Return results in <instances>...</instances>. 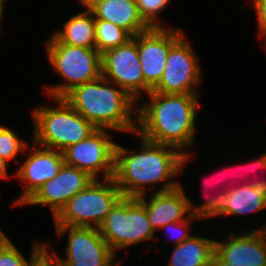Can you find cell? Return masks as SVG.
<instances>
[{"mask_svg":"<svg viewBox=\"0 0 266 266\" xmlns=\"http://www.w3.org/2000/svg\"><path fill=\"white\" fill-rule=\"evenodd\" d=\"M140 16L150 27H163L159 15L171 0H136Z\"/></svg>","mask_w":266,"mask_h":266,"instance_id":"obj_25","label":"cell"},{"mask_svg":"<svg viewBox=\"0 0 266 266\" xmlns=\"http://www.w3.org/2000/svg\"><path fill=\"white\" fill-rule=\"evenodd\" d=\"M85 12L71 16L65 22L64 28L55 30L52 35L61 43L95 49V18L92 12L84 6Z\"/></svg>","mask_w":266,"mask_h":266,"instance_id":"obj_20","label":"cell"},{"mask_svg":"<svg viewBox=\"0 0 266 266\" xmlns=\"http://www.w3.org/2000/svg\"><path fill=\"white\" fill-rule=\"evenodd\" d=\"M123 197L114 179H94L53 218L55 225L98 228Z\"/></svg>","mask_w":266,"mask_h":266,"instance_id":"obj_6","label":"cell"},{"mask_svg":"<svg viewBox=\"0 0 266 266\" xmlns=\"http://www.w3.org/2000/svg\"><path fill=\"white\" fill-rule=\"evenodd\" d=\"M223 241H215V254L234 266H266V234L251 229L237 235L233 232Z\"/></svg>","mask_w":266,"mask_h":266,"instance_id":"obj_15","label":"cell"},{"mask_svg":"<svg viewBox=\"0 0 266 266\" xmlns=\"http://www.w3.org/2000/svg\"><path fill=\"white\" fill-rule=\"evenodd\" d=\"M140 148L129 151L116 144L113 179L123 197H138L148 193L149 187L163 183L156 192L170 191L178 186L173 180L192 157L163 144L139 136ZM147 192V193H146Z\"/></svg>","mask_w":266,"mask_h":266,"instance_id":"obj_1","label":"cell"},{"mask_svg":"<svg viewBox=\"0 0 266 266\" xmlns=\"http://www.w3.org/2000/svg\"><path fill=\"white\" fill-rule=\"evenodd\" d=\"M132 36L109 21L95 19V49L102 55L125 44Z\"/></svg>","mask_w":266,"mask_h":266,"instance_id":"obj_21","label":"cell"},{"mask_svg":"<svg viewBox=\"0 0 266 266\" xmlns=\"http://www.w3.org/2000/svg\"><path fill=\"white\" fill-rule=\"evenodd\" d=\"M111 137L107 129H96L62 151L65 164L86 171L94 179L101 173L103 179L113 178L117 143Z\"/></svg>","mask_w":266,"mask_h":266,"instance_id":"obj_10","label":"cell"},{"mask_svg":"<svg viewBox=\"0 0 266 266\" xmlns=\"http://www.w3.org/2000/svg\"><path fill=\"white\" fill-rule=\"evenodd\" d=\"M78 1H80L79 3L81 4V6H86L90 1H92V0H78Z\"/></svg>","mask_w":266,"mask_h":266,"instance_id":"obj_34","label":"cell"},{"mask_svg":"<svg viewBox=\"0 0 266 266\" xmlns=\"http://www.w3.org/2000/svg\"><path fill=\"white\" fill-rule=\"evenodd\" d=\"M5 2H7V0H0V27H1V20L3 19V13H4V9H5ZM0 30H1V28H0ZM0 34H1V32H0Z\"/></svg>","mask_w":266,"mask_h":266,"instance_id":"obj_32","label":"cell"},{"mask_svg":"<svg viewBox=\"0 0 266 266\" xmlns=\"http://www.w3.org/2000/svg\"><path fill=\"white\" fill-rule=\"evenodd\" d=\"M153 192L148 200L147 194L137 198L144 204L149 222L155 232H159L168 223L181 222L192 215L190 199L186 196L182 185L170 191L156 192L154 190Z\"/></svg>","mask_w":266,"mask_h":266,"instance_id":"obj_16","label":"cell"},{"mask_svg":"<svg viewBox=\"0 0 266 266\" xmlns=\"http://www.w3.org/2000/svg\"><path fill=\"white\" fill-rule=\"evenodd\" d=\"M193 220H198L194 215H191L187 220H183L181 222H173V223H168L165 226H163L160 230L167 229L168 233L173 237H169L170 240L174 241L175 245L181 244L183 241L188 239L192 234L189 233L191 229V224L190 222H194ZM190 227V230H189ZM174 231V235L171 233V231ZM168 234V236L170 235Z\"/></svg>","mask_w":266,"mask_h":266,"instance_id":"obj_26","label":"cell"},{"mask_svg":"<svg viewBox=\"0 0 266 266\" xmlns=\"http://www.w3.org/2000/svg\"><path fill=\"white\" fill-rule=\"evenodd\" d=\"M45 45L50 65L65 81L46 86L50 98H63L74 87L102 76V55L96 49L61 43L52 34Z\"/></svg>","mask_w":266,"mask_h":266,"instance_id":"obj_5","label":"cell"},{"mask_svg":"<svg viewBox=\"0 0 266 266\" xmlns=\"http://www.w3.org/2000/svg\"><path fill=\"white\" fill-rule=\"evenodd\" d=\"M184 34L182 29L150 27L137 34V47L145 83L153 89L160 81L171 46Z\"/></svg>","mask_w":266,"mask_h":266,"instance_id":"obj_12","label":"cell"},{"mask_svg":"<svg viewBox=\"0 0 266 266\" xmlns=\"http://www.w3.org/2000/svg\"><path fill=\"white\" fill-rule=\"evenodd\" d=\"M252 4L256 10L258 22V38L266 37V0H252Z\"/></svg>","mask_w":266,"mask_h":266,"instance_id":"obj_27","label":"cell"},{"mask_svg":"<svg viewBox=\"0 0 266 266\" xmlns=\"http://www.w3.org/2000/svg\"><path fill=\"white\" fill-rule=\"evenodd\" d=\"M86 7L95 19L114 23L132 37L150 28L139 14L136 0H92Z\"/></svg>","mask_w":266,"mask_h":266,"instance_id":"obj_17","label":"cell"},{"mask_svg":"<svg viewBox=\"0 0 266 266\" xmlns=\"http://www.w3.org/2000/svg\"><path fill=\"white\" fill-rule=\"evenodd\" d=\"M57 107L37 106L33 109V143L58 151L85 140L96 128L75 111L64 98H51Z\"/></svg>","mask_w":266,"mask_h":266,"instance_id":"obj_4","label":"cell"},{"mask_svg":"<svg viewBox=\"0 0 266 266\" xmlns=\"http://www.w3.org/2000/svg\"><path fill=\"white\" fill-rule=\"evenodd\" d=\"M185 33L171 46L159 83L151 92L161 94H198L201 66Z\"/></svg>","mask_w":266,"mask_h":266,"instance_id":"obj_9","label":"cell"},{"mask_svg":"<svg viewBox=\"0 0 266 266\" xmlns=\"http://www.w3.org/2000/svg\"><path fill=\"white\" fill-rule=\"evenodd\" d=\"M57 238L68 233L66 258L51 252L60 266H121L98 228L55 225Z\"/></svg>","mask_w":266,"mask_h":266,"instance_id":"obj_8","label":"cell"},{"mask_svg":"<svg viewBox=\"0 0 266 266\" xmlns=\"http://www.w3.org/2000/svg\"><path fill=\"white\" fill-rule=\"evenodd\" d=\"M114 254L142 241L157 240L144 204L137 197H122L98 227Z\"/></svg>","mask_w":266,"mask_h":266,"instance_id":"obj_7","label":"cell"},{"mask_svg":"<svg viewBox=\"0 0 266 266\" xmlns=\"http://www.w3.org/2000/svg\"><path fill=\"white\" fill-rule=\"evenodd\" d=\"M261 229H262V230L265 232V234H266V225H264L263 227H260V228H259V230H261Z\"/></svg>","mask_w":266,"mask_h":266,"instance_id":"obj_35","label":"cell"},{"mask_svg":"<svg viewBox=\"0 0 266 266\" xmlns=\"http://www.w3.org/2000/svg\"><path fill=\"white\" fill-rule=\"evenodd\" d=\"M8 236L3 232L1 231L0 229V245L4 242V240L7 238Z\"/></svg>","mask_w":266,"mask_h":266,"instance_id":"obj_33","label":"cell"},{"mask_svg":"<svg viewBox=\"0 0 266 266\" xmlns=\"http://www.w3.org/2000/svg\"><path fill=\"white\" fill-rule=\"evenodd\" d=\"M29 260L7 237L0 245V266H29L32 261L46 248V243L35 242Z\"/></svg>","mask_w":266,"mask_h":266,"instance_id":"obj_22","label":"cell"},{"mask_svg":"<svg viewBox=\"0 0 266 266\" xmlns=\"http://www.w3.org/2000/svg\"><path fill=\"white\" fill-rule=\"evenodd\" d=\"M11 176L7 173V161L3 158H0V179H9Z\"/></svg>","mask_w":266,"mask_h":266,"instance_id":"obj_30","label":"cell"},{"mask_svg":"<svg viewBox=\"0 0 266 266\" xmlns=\"http://www.w3.org/2000/svg\"><path fill=\"white\" fill-rule=\"evenodd\" d=\"M93 180L86 171L64 164L59 173L38 188L23 206L47 205L54 218L71 198Z\"/></svg>","mask_w":266,"mask_h":266,"instance_id":"obj_14","label":"cell"},{"mask_svg":"<svg viewBox=\"0 0 266 266\" xmlns=\"http://www.w3.org/2000/svg\"><path fill=\"white\" fill-rule=\"evenodd\" d=\"M242 167V166H241ZM243 169H246L247 170V166H243L242 167ZM239 169V168H238ZM228 170V169H227ZM230 170V169H229ZM244 171V170H243ZM229 172V171H228Z\"/></svg>","mask_w":266,"mask_h":266,"instance_id":"obj_36","label":"cell"},{"mask_svg":"<svg viewBox=\"0 0 266 266\" xmlns=\"http://www.w3.org/2000/svg\"><path fill=\"white\" fill-rule=\"evenodd\" d=\"M27 141L21 140L15 131L0 125V158L14 160L18 154L26 151Z\"/></svg>","mask_w":266,"mask_h":266,"instance_id":"obj_24","label":"cell"},{"mask_svg":"<svg viewBox=\"0 0 266 266\" xmlns=\"http://www.w3.org/2000/svg\"><path fill=\"white\" fill-rule=\"evenodd\" d=\"M225 215L241 216L266 209V188L250 184L227 188Z\"/></svg>","mask_w":266,"mask_h":266,"instance_id":"obj_19","label":"cell"},{"mask_svg":"<svg viewBox=\"0 0 266 266\" xmlns=\"http://www.w3.org/2000/svg\"><path fill=\"white\" fill-rule=\"evenodd\" d=\"M203 184L209 186L208 183ZM208 184V185H207ZM219 184V183H218ZM208 188V187H207ZM206 188V189H207ZM211 196V195H210ZM227 197V190L220 191L219 194L214 197H206L204 202L195 206L190 199V211L198 219H205L217 216H225V198Z\"/></svg>","mask_w":266,"mask_h":266,"instance_id":"obj_23","label":"cell"},{"mask_svg":"<svg viewBox=\"0 0 266 266\" xmlns=\"http://www.w3.org/2000/svg\"><path fill=\"white\" fill-rule=\"evenodd\" d=\"M26 150L31 153L27 155V159L14 174L20 178L21 182H24L23 191L12 206H22L38 188L54 178L65 164L61 151L45 148L35 143L32 148L28 144Z\"/></svg>","mask_w":266,"mask_h":266,"instance_id":"obj_13","label":"cell"},{"mask_svg":"<svg viewBox=\"0 0 266 266\" xmlns=\"http://www.w3.org/2000/svg\"><path fill=\"white\" fill-rule=\"evenodd\" d=\"M47 245L48 244H46V248L32 261L29 266H60L54 256L50 254Z\"/></svg>","mask_w":266,"mask_h":266,"instance_id":"obj_28","label":"cell"},{"mask_svg":"<svg viewBox=\"0 0 266 266\" xmlns=\"http://www.w3.org/2000/svg\"><path fill=\"white\" fill-rule=\"evenodd\" d=\"M254 160L255 161L251 162L250 166H247L248 169H252L254 167L255 170H256V168H262V169L266 170V151H263V154L260 155V157L258 156V158L254 159ZM252 170H254V169H252ZM252 170H249V171H252ZM249 183L253 184V185H257V186H261V187H265L266 188V180L265 179L262 180L260 178V180H258V179L257 180H253V182L251 181Z\"/></svg>","mask_w":266,"mask_h":266,"instance_id":"obj_29","label":"cell"},{"mask_svg":"<svg viewBox=\"0 0 266 266\" xmlns=\"http://www.w3.org/2000/svg\"><path fill=\"white\" fill-rule=\"evenodd\" d=\"M210 266H234V265L222 261L216 254H214Z\"/></svg>","mask_w":266,"mask_h":266,"instance_id":"obj_31","label":"cell"},{"mask_svg":"<svg viewBox=\"0 0 266 266\" xmlns=\"http://www.w3.org/2000/svg\"><path fill=\"white\" fill-rule=\"evenodd\" d=\"M102 76L123 89L136 102L140 94L147 95L151 92L141 69L137 35L102 54Z\"/></svg>","mask_w":266,"mask_h":266,"instance_id":"obj_11","label":"cell"},{"mask_svg":"<svg viewBox=\"0 0 266 266\" xmlns=\"http://www.w3.org/2000/svg\"><path fill=\"white\" fill-rule=\"evenodd\" d=\"M215 241L191 235L179 245H174L167 266H210L215 254Z\"/></svg>","mask_w":266,"mask_h":266,"instance_id":"obj_18","label":"cell"},{"mask_svg":"<svg viewBox=\"0 0 266 266\" xmlns=\"http://www.w3.org/2000/svg\"><path fill=\"white\" fill-rule=\"evenodd\" d=\"M63 98L96 129L136 133V101L103 76L74 87Z\"/></svg>","mask_w":266,"mask_h":266,"instance_id":"obj_3","label":"cell"},{"mask_svg":"<svg viewBox=\"0 0 266 266\" xmlns=\"http://www.w3.org/2000/svg\"><path fill=\"white\" fill-rule=\"evenodd\" d=\"M199 95L150 92L149 102L140 103L136 110V134L190 155L186 149L195 143Z\"/></svg>","mask_w":266,"mask_h":266,"instance_id":"obj_2","label":"cell"}]
</instances>
